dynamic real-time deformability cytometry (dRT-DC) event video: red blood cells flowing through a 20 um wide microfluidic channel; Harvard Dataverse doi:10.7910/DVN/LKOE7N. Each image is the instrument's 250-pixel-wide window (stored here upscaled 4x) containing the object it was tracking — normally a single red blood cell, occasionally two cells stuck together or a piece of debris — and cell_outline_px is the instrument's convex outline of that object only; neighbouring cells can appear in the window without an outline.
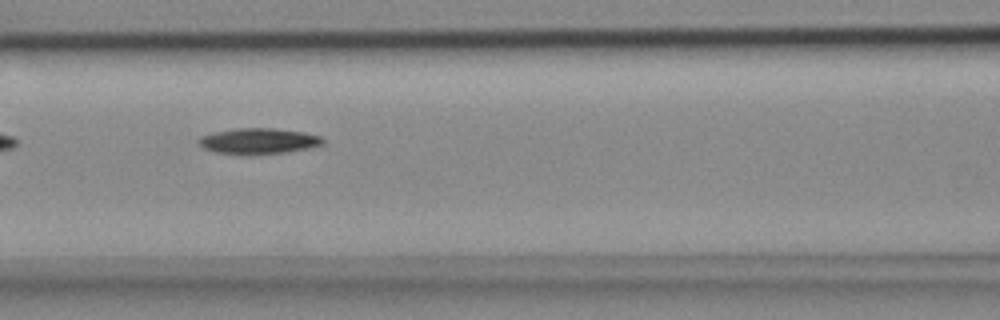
{"species": "common noctule bat (a hibernating species)", "species_latin": "Nyctalus noctula", "temperature_condition": "cold", "stored_images_in_passage": 7, "segment_of_instrument_passage": [2, 2], "camera_frame_rate_fps": 3000, "um_per_image_px": 0.085, "animal": {"sex": "female", "body_mass_g": 18.4}, "frame": {"image": 1, "passage_image": 7, "time_ms": 2.0, "image_size_px": [1000, 320], "cell_outline_px": [[324, 144], [308, 148], [284, 152], [216, 152], [204, 148], [196, 140], [200, 136], [216, 132], [236, 128], [272, 128], [304, 132], [320, 136], [324, 140]], "centroid_in_image_um": [22.0, 11.94], "position_along_channel_um": 144.6, "area_um2": 17.8}}